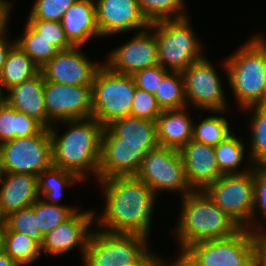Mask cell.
Here are the masks:
<instances>
[{
  "label": "cell",
  "instance_id": "7c38bea8",
  "mask_svg": "<svg viewBox=\"0 0 266 266\" xmlns=\"http://www.w3.org/2000/svg\"><path fill=\"white\" fill-rule=\"evenodd\" d=\"M218 69L207 57L182 71L188 107L201 111H229Z\"/></svg>",
  "mask_w": 266,
  "mask_h": 266
},
{
  "label": "cell",
  "instance_id": "7bdbcfd3",
  "mask_svg": "<svg viewBox=\"0 0 266 266\" xmlns=\"http://www.w3.org/2000/svg\"><path fill=\"white\" fill-rule=\"evenodd\" d=\"M126 266H169L167 260L157 256L150 248L135 262L127 264Z\"/></svg>",
  "mask_w": 266,
  "mask_h": 266
},
{
  "label": "cell",
  "instance_id": "e0dca14e",
  "mask_svg": "<svg viewBox=\"0 0 266 266\" xmlns=\"http://www.w3.org/2000/svg\"><path fill=\"white\" fill-rule=\"evenodd\" d=\"M94 213L92 209L74 212L63 223L43 236L41 252L47 256L62 257L78 247L77 249L83 256L89 238L94 231V228L91 229L95 225Z\"/></svg>",
  "mask_w": 266,
  "mask_h": 266
},
{
  "label": "cell",
  "instance_id": "681fc988",
  "mask_svg": "<svg viewBox=\"0 0 266 266\" xmlns=\"http://www.w3.org/2000/svg\"><path fill=\"white\" fill-rule=\"evenodd\" d=\"M256 105L266 107V83L264 84L263 89H262L261 100Z\"/></svg>",
  "mask_w": 266,
  "mask_h": 266
},
{
  "label": "cell",
  "instance_id": "b9f144b4",
  "mask_svg": "<svg viewBox=\"0 0 266 266\" xmlns=\"http://www.w3.org/2000/svg\"><path fill=\"white\" fill-rule=\"evenodd\" d=\"M9 25L7 24L1 31H0V77L3 71V67L7 58V54L10 49L16 44V39L8 40L7 37L9 34L7 33L9 30Z\"/></svg>",
  "mask_w": 266,
  "mask_h": 266
},
{
  "label": "cell",
  "instance_id": "816d5d0a",
  "mask_svg": "<svg viewBox=\"0 0 266 266\" xmlns=\"http://www.w3.org/2000/svg\"><path fill=\"white\" fill-rule=\"evenodd\" d=\"M0 224H6L5 223V217L3 216L1 210H0Z\"/></svg>",
  "mask_w": 266,
  "mask_h": 266
},
{
  "label": "cell",
  "instance_id": "603a6c76",
  "mask_svg": "<svg viewBox=\"0 0 266 266\" xmlns=\"http://www.w3.org/2000/svg\"><path fill=\"white\" fill-rule=\"evenodd\" d=\"M188 107L165 110L156 119L158 145L175 150L182 149L193 137V123Z\"/></svg>",
  "mask_w": 266,
  "mask_h": 266
},
{
  "label": "cell",
  "instance_id": "c3c4849f",
  "mask_svg": "<svg viewBox=\"0 0 266 266\" xmlns=\"http://www.w3.org/2000/svg\"><path fill=\"white\" fill-rule=\"evenodd\" d=\"M6 224H0V253L4 251Z\"/></svg>",
  "mask_w": 266,
  "mask_h": 266
},
{
  "label": "cell",
  "instance_id": "5b68a950",
  "mask_svg": "<svg viewBox=\"0 0 266 266\" xmlns=\"http://www.w3.org/2000/svg\"><path fill=\"white\" fill-rule=\"evenodd\" d=\"M189 17L150 24L156 33L158 64L169 71L182 72L205 57L204 44L191 27Z\"/></svg>",
  "mask_w": 266,
  "mask_h": 266
},
{
  "label": "cell",
  "instance_id": "30bf717a",
  "mask_svg": "<svg viewBox=\"0 0 266 266\" xmlns=\"http://www.w3.org/2000/svg\"><path fill=\"white\" fill-rule=\"evenodd\" d=\"M52 165V143L48 128L43 127L33 136L0 144L2 173H23L37 177Z\"/></svg>",
  "mask_w": 266,
  "mask_h": 266
},
{
  "label": "cell",
  "instance_id": "836d02e7",
  "mask_svg": "<svg viewBox=\"0 0 266 266\" xmlns=\"http://www.w3.org/2000/svg\"><path fill=\"white\" fill-rule=\"evenodd\" d=\"M140 11L149 24L186 18L185 0H137Z\"/></svg>",
  "mask_w": 266,
  "mask_h": 266
},
{
  "label": "cell",
  "instance_id": "d6a6232c",
  "mask_svg": "<svg viewBox=\"0 0 266 266\" xmlns=\"http://www.w3.org/2000/svg\"><path fill=\"white\" fill-rule=\"evenodd\" d=\"M4 251L19 265L34 264L40 259L41 245L30 236L6 231Z\"/></svg>",
  "mask_w": 266,
  "mask_h": 266
},
{
  "label": "cell",
  "instance_id": "f1b7e54d",
  "mask_svg": "<svg viewBox=\"0 0 266 266\" xmlns=\"http://www.w3.org/2000/svg\"><path fill=\"white\" fill-rule=\"evenodd\" d=\"M251 111L248 126L250 143L248 147V159L254 166H266V107L252 105L244 108L242 111Z\"/></svg>",
  "mask_w": 266,
  "mask_h": 266
},
{
  "label": "cell",
  "instance_id": "bcb514c9",
  "mask_svg": "<svg viewBox=\"0 0 266 266\" xmlns=\"http://www.w3.org/2000/svg\"><path fill=\"white\" fill-rule=\"evenodd\" d=\"M0 266H19L5 251L0 253Z\"/></svg>",
  "mask_w": 266,
  "mask_h": 266
},
{
  "label": "cell",
  "instance_id": "ee69618b",
  "mask_svg": "<svg viewBox=\"0 0 266 266\" xmlns=\"http://www.w3.org/2000/svg\"><path fill=\"white\" fill-rule=\"evenodd\" d=\"M254 266H266V236H261L256 242Z\"/></svg>",
  "mask_w": 266,
  "mask_h": 266
},
{
  "label": "cell",
  "instance_id": "8d00e7d4",
  "mask_svg": "<svg viewBox=\"0 0 266 266\" xmlns=\"http://www.w3.org/2000/svg\"><path fill=\"white\" fill-rule=\"evenodd\" d=\"M5 223L6 231L19 232L30 236L40 245L43 243V236L36 222L35 203L31 207L10 213L5 217Z\"/></svg>",
  "mask_w": 266,
  "mask_h": 266
},
{
  "label": "cell",
  "instance_id": "4fadbf2b",
  "mask_svg": "<svg viewBox=\"0 0 266 266\" xmlns=\"http://www.w3.org/2000/svg\"><path fill=\"white\" fill-rule=\"evenodd\" d=\"M48 129L57 122L92 117V86H72L44 80Z\"/></svg>",
  "mask_w": 266,
  "mask_h": 266
},
{
  "label": "cell",
  "instance_id": "e575fe53",
  "mask_svg": "<svg viewBox=\"0 0 266 266\" xmlns=\"http://www.w3.org/2000/svg\"><path fill=\"white\" fill-rule=\"evenodd\" d=\"M78 210V207L49 204L39 197L35 202V217L40 233L45 236Z\"/></svg>",
  "mask_w": 266,
  "mask_h": 266
},
{
  "label": "cell",
  "instance_id": "52a82bcc",
  "mask_svg": "<svg viewBox=\"0 0 266 266\" xmlns=\"http://www.w3.org/2000/svg\"><path fill=\"white\" fill-rule=\"evenodd\" d=\"M260 237L242 228L229 238L193 243L181 254L193 266H254L256 242Z\"/></svg>",
  "mask_w": 266,
  "mask_h": 266
},
{
  "label": "cell",
  "instance_id": "7a4b0ae2",
  "mask_svg": "<svg viewBox=\"0 0 266 266\" xmlns=\"http://www.w3.org/2000/svg\"><path fill=\"white\" fill-rule=\"evenodd\" d=\"M59 123L68 128L62 134L55 128ZM103 130L93 117L54 123L49 128L53 166L74 173L82 181L90 175L98 181Z\"/></svg>",
  "mask_w": 266,
  "mask_h": 266
},
{
  "label": "cell",
  "instance_id": "4316f807",
  "mask_svg": "<svg viewBox=\"0 0 266 266\" xmlns=\"http://www.w3.org/2000/svg\"><path fill=\"white\" fill-rule=\"evenodd\" d=\"M243 141V137L236 136L232 133L214 147L218 169L222 175L244 173L253 169L254 165L249 161H246L249 163L247 166L244 163L245 168L240 167L241 163L245 161L246 153H248L245 151Z\"/></svg>",
  "mask_w": 266,
  "mask_h": 266
},
{
  "label": "cell",
  "instance_id": "6da1fadb",
  "mask_svg": "<svg viewBox=\"0 0 266 266\" xmlns=\"http://www.w3.org/2000/svg\"><path fill=\"white\" fill-rule=\"evenodd\" d=\"M104 196L102 213H94L98 230L139 234L150 238L157 195L136 176L108 177L98 181ZM104 192V193H103Z\"/></svg>",
  "mask_w": 266,
  "mask_h": 266
},
{
  "label": "cell",
  "instance_id": "8992f818",
  "mask_svg": "<svg viewBox=\"0 0 266 266\" xmlns=\"http://www.w3.org/2000/svg\"><path fill=\"white\" fill-rule=\"evenodd\" d=\"M135 91L131 75L113 72L103 64L92 84V117L105 128L130 116Z\"/></svg>",
  "mask_w": 266,
  "mask_h": 266
},
{
  "label": "cell",
  "instance_id": "4dcf8cb0",
  "mask_svg": "<svg viewBox=\"0 0 266 266\" xmlns=\"http://www.w3.org/2000/svg\"><path fill=\"white\" fill-rule=\"evenodd\" d=\"M226 112L212 111V113H215L214 115L204 118L199 124L194 122L192 140L213 147L224 141L233 133L228 119L221 115Z\"/></svg>",
  "mask_w": 266,
  "mask_h": 266
},
{
  "label": "cell",
  "instance_id": "83f0119b",
  "mask_svg": "<svg viewBox=\"0 0 266 266\" xmlns=\"http://www.w3.org/2000/svg\"><path fill=\"white\" fill-rule=\"evenodd\" d=\"M40 68L33 60L15 44L7 54L0 77L2 88L7 91L12 86L20 84L35 76Z\"/></svg>",
  "mask_w": 266,
  "mask_h": 266
},
{
  "label": "cell",
  "instance_id": "cb8c5ba5",
  "mask_svg": "<svg viewBox=\"0 0 266 266\" xmlns=\"http://www.w3.org/2000/svg\"><path fill=\"white\" fill-rule=\"evenodd\" d=\"M105 129L121 143L158 144L156 121L126 116Z\"/></svg>",
  "mask_w": 266,
  "mask_h": 266
},
{
  "label": "cell",
  "instance_id": "3957f363",
  "mask_svg": "<svg viewBox=\"0 0 266 266\" xmlns=\"http://www.w3.org/2000/svg\"><path fill=\"white\" fill-rule=\"evenodd\" d=\"M180 198L181 212L172 230L179 240L178 254L193 243L229 238L242 229L233 218L214 204L204 190H193Z\"/></svg>",
  "mask_w": 266,
  "mask_h": 266
},
{
  "label": "cell",
  "instance_id": "484cf974",
  "mask_svg": "<svg viewBox=\"0 0 266 266\" xmlns=\"http://www.w3.org/2000/svg\"><path fill=\"white\" fill-rule=\"evenodd\" d=\"M43 126L34 118L17 111L7 102L0 108V144L37 134Z\"/></svg>",
  "mask_w": 266,
  "mask_h": 266
},
{
  "label": "cell",
  "instance_id": "8fae6325",
  "mask_svg": "<svg viewBox=\"0 0 266 266\" xmlns=\"http://www.w3.org/2000/svg\"><path fill=\"white\" fill-rule=\"evenodd\" d=\"M158 196L165 192H178L181 197L193 191L188 184L179 150L158 146L146 153L135 175Z\"/></svg>",
  "mask_w": 266,
  "mask_h": 266
},
{
  "label": "cell",
  "instance_id": "f546056e",
  "mask_svg": "<svg viewBox=\"0 0 266 266\" xmlns=\"http://www.w3.org/2000/svg\"><path fill=\"white\" fill-rule=\"evenodd\" d=\"M162 111L188 107L181 72L169 71L154 93Z\"/></svg>",
  "mask_w": 266,
  "mask_h": 266
},
{
  "label": "cell",
  "instance_id": "ba28073f",
  "mask_svg": "<svg viewBox=\"0 0 266 266\" xmlns=\"http://www.w3.org/2000/svg\"><path fill=\"white\" fill-rule=\"evenodd\" d=\"M139 234L92 232L82 256L83 266H126L137 261L150 247Z\"/></svg>",
  "mask_w": 266,
  "mask_h": 266
},
{
  "label": "cell",
  "instance_id": "d590c367",
  "mask_svg": "<svg viewBox=\"0 0 266 266\" xmlns=\"http://www.w3.org/2000/svg\"><path fill=\"white\" fill-rule=\"evenodd\" d=\"M258 212L261 216V222L257 217ZM260 223L266 226V166H254V207L252 215V232L266 236V227Z\"/></svg>",
  "mask_w": 266,
  "mask_h": 266
},
{
  "label": "cell",
  "instance_id": "ab89813d",
  "mask_svg": "<svg viewBox=\"0 0 266 266\" xmlns=\"http://www.w3.org/2000/svg\"><path fill=\"white\" fill-rule=\"evenodd\" d=\"M162 113L154 94L136 87L130 116L156 121Z\"/></svg>",
  "mask_w": 266,
  "mask_h": 266
},
{
  "label": "cell",
  "instance_id": "d4e9b609",
  "mask_svg": "<svg viewBox=\"0 0 266 266\" xmlns=\"http://www.w3.org/2000/svg\"><path fill=\"white\" fill-rule=\"evenodd\" d=\"M82 182L74 173L52 165L37 176L38 194L49 204L67 206L59 203L64 195V189Z\"/></svg>",
  "mask_w": 266,
  "mask_h": 266
},
{
  "label": "cell",
  "instance_id": "1f68e13d",
  "mask_svg": "<svg viewBox=\"0 0 266 266\" xmlns=\"http://www.w3.org/2000/svg\"><path fill=\"white\" fill-rule=\"evenodd\" d=\"M23 33L16 37V44L42 68L59 52L49 41L35 31L27 22Z\"/></svg>",
  "mask_w": 266,
  "mask_h": 266
},
{
  "label": "cell",
  "instance_id": "db71d44e",
  "mask_svg": "<svg viewBox=\"0 0 266 266\" xmlns=\"http://www.w3.org/2000/svg\"><path fill=\"white\" fill-rule=\"evenodd\" d=\"M1 176H2V170H1V166H0V179H1Z\"/></svg>",
  "mask_w": 266,
  "mask_h": 266
},
{
  "label": "cell",
  "instance_id": "2e32d148",
  "mask_svg": "<svg viewBox=\"0 0 266 266\" xmlns=\"http://www.w3.org/2000/svg\"><path fill=\"white\" fill-rule=\"evenodd\" d=\"M82 47L73 46L59 51L51 61L40 68L45 81H52L72 86H92L101 61H91Z\"/></svg>",
  "mask_w": 266,
  "mask_h": 266
},
{
  "label": "cell",
  "instance_id": "7402d4cb",
  "mask_svg": "<svg viewBox=\"0 0 266 266\" xmlns=\"http://www.w3.org/2000/svg\"><path fill=\"white\" fill-rule=\"evenodd\" d=\"M66 37L73 46L83 47L92 38H100L95 0H77L61 20Z\"/></svg>",
  "mask_w": 266,
  "mask_h": 266
},
{
  "label": "cell",
  "instance_id": "7dc6e473",
  "mask_svg": "<svg viewBox=\"0 0 266 266\" xmlns=\"http://www.w3.org/2000/svg\"><path fill=\"white\" fill-rule=\"evenodd\" d=\"M169 266H193L181 253L175 260L169 263Z\"/></svg>",
  "mask_w": 266,
  "mask_h": 266
},
{
  "label": "cell",
  "instance_id": "ac0fdd59",
  "mask_svg": "<svg viewBox=\"0 0 266 266\" xmlns=\"http://www.w3.org/2000/svg\"><path fill=\"white\" fill-rule=\"evenodd\" d=\"M95 11L101 38L150 26L137 0H95Z\"/></svg>",
  "mask_w": 266,
  "mask_h": 266
},
{
  "label": "cell",
  "instance_id": "d6986e66",
  "mask_svg": "<svg viewBox=\"0 0 266 266\" xmlns=\"http://www.w3.org/2000/svg\"><path fill=\"white\" fill-rule=\"evenodd\" d=\"M179 153L187 182L193 190H204L222 176L213 146L191 140Z\"/></svg>",
  "mask_w": 266,
  "mask_h": 266
},
{
  "label": "cell",
  "instance_id": "f5cc1de1",
  "mask_svg": "<svg viewBox=\"0 0 266 266\" xmlns=\"http://www.w3.org/2000/svg\"><path fill=\"white\" fill-rule=\"evenodd\" d=\"M258 36H259V37L262 39V41L266 44V38H265V35H262V34L259 33Z\"/></svg>",
  "mask_w": 266,
  "mask_h": 266
},
{
  "label": "cell",
  "instance_id": "f6af8a7d",
  "mask_svg": "<svg viewBox=\"0 0 266 266\" xmlns=\"http://www.w3.org/2000/svg\"><path fill=\"white\" fill-rule=\"evenodd\" d=\"M13 1L0 0V31L9 24L11 10L13 9Z\"/></svg>",
  "mask_w": 266,
  "mask_h": 266
},
{
  "label": "cell",
  "instance_id": "277c9868",
  "mask_svg": "<svg viewBox=\"0 0 266 266\" xmlns=\"http://www.w3.org/2000/svg\"><path fill=\"white\" fill-rule=\"evenodd\" d=\"M255 35L221 62L240 110L261 100L266 83V44Z\"/></svg>",
  "mask_w": 266,
  "mask_h": 266
},
{
  "label": "cell",
  "instance_id": "5bb4252c",
  "mask_svg": "<svg viewBox=\"0 0 266 266\" xmlns=\"http://www.w3.org/2000/svg\"><path fill=\"white\" fill-rule=\"evenodd\" d=\"M158 146V144L121 143L104 128L98 180L117 176H135L146 153Z\"/></svg>",
  "mask_w": 266,
  "mask_h": 266
},
{
  "label": "cell",
  "instance_id": "74e56055",
  "mask_svg": "<svg viewBox=\"0 0 266 266\" xmlns=\"http://www.w3.org/2000/svg\"><path fill=\"white\" fill-rule=\"evenodd\" d=\"M77 0H35L27 20H49L61 22L65 12Z\"/></svg>",
  "mask_w": 266,
  "mask_h": 266
},
{
  "label": "cell",
  "instance_id": "44dd1931",
  "mask_svg": "<svg viewBox=\"0 0 266 266\" xmlns=\"http://www.w3.org/2000/svg\"><path fill=\"white\" fill-rule=\"evenodd\" d=\"M6 102L17 111L34 118L44 128H48L44 100V77L41 71L32 78L8 89Z\"/></svg>",
  "mask_w": 266,
  "mask_h": 266
},
{
  "label": "cell",
  "instance_id": "9a60e30c",
  "mask_svg": "<svg viewBox=\"0 0 266 266\" xmlns=\"http://www.w3.org/2000/svg\"><path fill=\"white\" fill-rule=\"evenodd\" d=\"M103 64L111 71L132 75L137 71L158 65L156 33L149 26L110 51Z\"/></svg>",
  "mask_w": 266,
  "mask_h": 266
},
{
  "label": "cell",
  "instance_id": "f907efd6",
  "mask_svg": "<svg viewBox=\"0 0 266 266\" xmlns=\"http://www.w3.org/2000/svg\"><path fill=\"white\" fill-rule=\"evenodd\" d=\"M5 90L2 88L0 84V108L6 103V94Z\"/></svg>",
  "mask_w": 266,
  "mask_h": 266
},
{
  "label": "cell",
  "instance_id": "9c48e42d",
  "mask_svg": "<svg viewBox=\"0 0 266 266\" xmlns=\"http://www.w3.org/2000/svg\"><path fill=\"white\" fill-rule=\"evenodd\" d=\"M204 191L242 228L252 231L254 167L248 172L222 175Z\"/></svg>",
  "mask_w": 266,
  "mask_h": 266
},
{
  "label": "cell",
  "instance_id": "60d3db41",
  "mask_svg": "<svg viewBox=\"0 0 266 266\" xmlns=\"http://www.w3.org/2000/svg\"><path fill=\"white\" fill-rule=\"evenodd\" d=\"M169 72L161 65L145 68L135 72L131 76L137 88L154 94L163 77Z\"/></svg>",
  "mask_w": 266,
  "mask_h": 266
},
{
  "label": "cell",
  "instance_id": "f35d334b",
  "mask_svg": "<svg viewBox=\"0 0 266 266\" xmlns=\"http://www.w3.org/2000/svg\"><path fill=\"white\" fill-rule=\"evenodd\" d=\"M26 22L59 51L73 47L66 37L61 22L49 20H27Z\"/></svg>",
  "mask_w": 266,
  "mask_h": 266
},
{
  "label": "cell",
  "instance_id": "ffe728a7",
  "mask_svg": "<svg viewBox=\"0 0 266 266\" xmlns=\"http://www.w3.org/2000/svg\"><path fill=\"white\" fill-rule=\"evenodd\" d=\"M39 198L37 177L23 173H2L0 210L4 217L31 207Z\"/></svg>",
  "mask_w": 266,
  "mask_h": 266
}]
</instances>
